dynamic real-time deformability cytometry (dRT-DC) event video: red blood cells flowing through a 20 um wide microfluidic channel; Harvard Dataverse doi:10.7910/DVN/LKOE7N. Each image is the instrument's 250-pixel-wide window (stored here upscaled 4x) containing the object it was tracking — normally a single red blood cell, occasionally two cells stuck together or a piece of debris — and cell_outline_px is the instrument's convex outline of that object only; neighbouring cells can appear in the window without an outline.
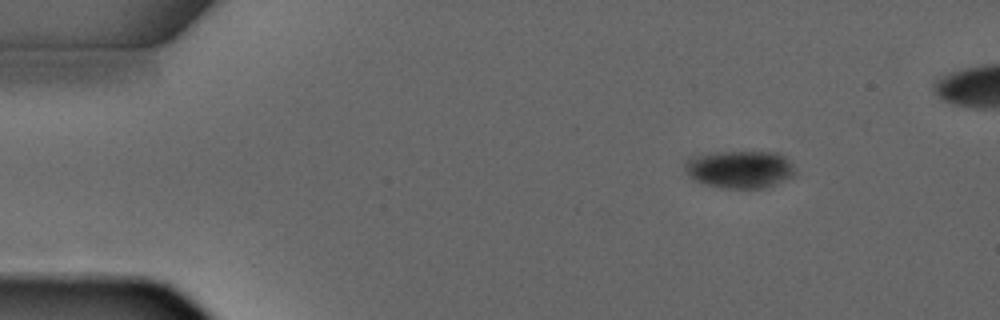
{"species": "common noctule bat (a hibernating species)", "species_latin": "Nyctalus noctula", "temperature_condition": "warm", "stored_images_in_passage": 4, "camera_frame_rate_fps": 3000, "um_per_image_px": 0.085, "animal": {"sex": "male", "forearm_length_mm": 52.5}, "frame": {"image": 1, "passage_image": 1, "time_ms": 0.0, "image_size_px": [1000, 320], "cell_outline_px": [[792, 176], [784, 180], [764, 188], [720, 188], [704, 184], [696, 180], [684, 168], [684, 164], [688, 160], [696, 156], [716, 152], [776, 152], [784, 156], [792, 164]], "centroid_in_image_um": [62.88, 14.39], "position_along_channel_um": 22.1, "area_um2": 23.64}}